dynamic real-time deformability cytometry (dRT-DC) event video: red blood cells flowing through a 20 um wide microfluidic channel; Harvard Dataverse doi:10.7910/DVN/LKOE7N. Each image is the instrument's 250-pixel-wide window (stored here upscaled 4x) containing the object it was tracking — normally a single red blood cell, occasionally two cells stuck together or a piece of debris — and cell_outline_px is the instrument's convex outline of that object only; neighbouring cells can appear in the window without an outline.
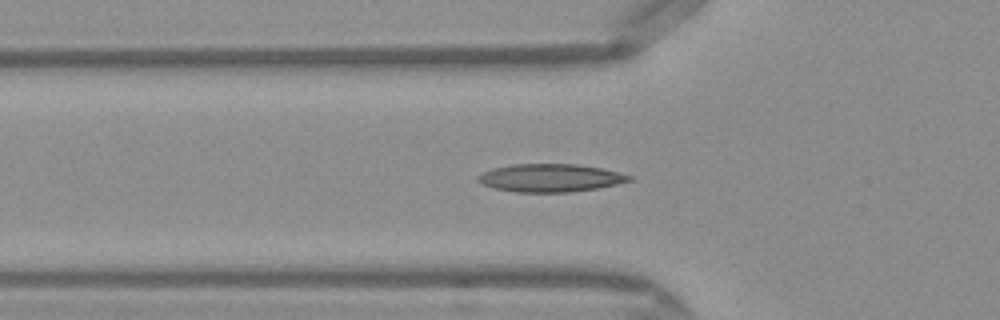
{"species": "Egyptian fruit bat (a non-hibernating species)", "species_latin": "Rousettus aegyptiacus", "temperature_condition": "warm", "stored_images_in_passage": 42, "camera_frame_rate_fps": 3000, "um_per_image_px": 0.085, "frame": {"image": 1, "passage_image": 9, "time_ms": 2.667, "image_size_px": [1000, 320], "cell_outline_px": [[636, 180], [596, 188], [568, 192], [516, 192], [496, 188], [484, 184], [476, 180], [476, 176], [492, 168], [512, 164], [576, 164], [600, 168], [636, 176]], "centroid_in_image_um": [46.82, 15.11], "position_along_channel_um": 79.0, "area_um2": 24.62}}
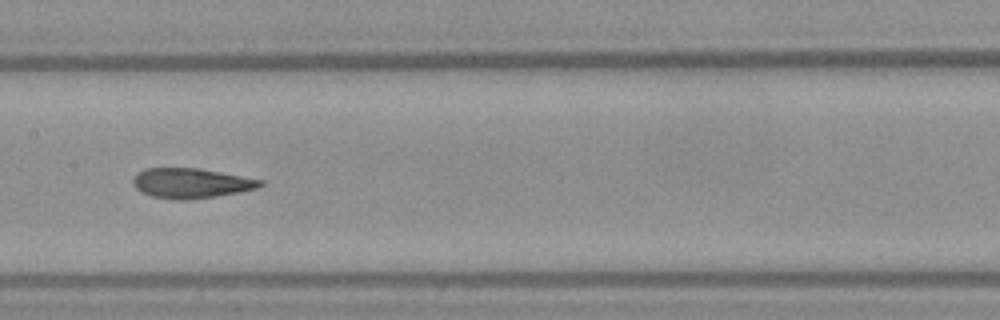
{"frame": {"image": 2, "passage_image": 17, "time_ms": 5.333, "image_size_px": [1000, 320], "cell_outline_px": [[264, 184], [256, 188], [240, 192], [216, 196], [188, 200], [172, 200], [152, 196], [140, 192], [132, 184], [132, 180], [144, 168], [200, 168], [264, 180]], "centroid_in_image_um": [16.24, 15.57], "position_along_channel_um": 191.2, "area_um2": 22.31}}
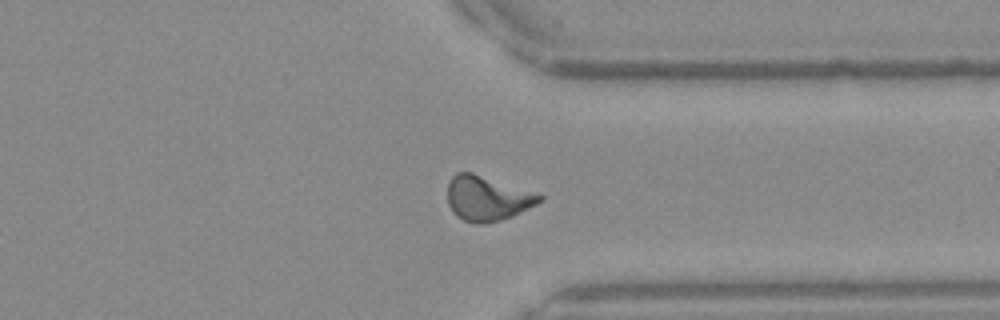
{"frame": {"image": 3, "passage_image": 30, "time_ms": 9.667, "image_size_px": [1000, 320], "cell_outline_px": [[544, 200], [512, 216], [500, 220], [484, 224], [476, 224], [464, 220], [456, 216], [452, 212], [448, 204], [448, 180], [456, 172], [472, 172], [544, 196]], "centroid_in_image_um": [41.37, 16.86], "position_along_channel_um": 370.0, "area_um2": 23.87}, "authors_computed_cell_mechanics": {"area_um2": 22.542, "velocity_mm_per_s": 4.1556, "shape_relaxation_time_tau1_ms": 8.2029, "shape_relaxation_time_tau2_ms": 1.6553, "deformation_change_tau1": 0.232, "deformation_change_tau2": 0.0833}}